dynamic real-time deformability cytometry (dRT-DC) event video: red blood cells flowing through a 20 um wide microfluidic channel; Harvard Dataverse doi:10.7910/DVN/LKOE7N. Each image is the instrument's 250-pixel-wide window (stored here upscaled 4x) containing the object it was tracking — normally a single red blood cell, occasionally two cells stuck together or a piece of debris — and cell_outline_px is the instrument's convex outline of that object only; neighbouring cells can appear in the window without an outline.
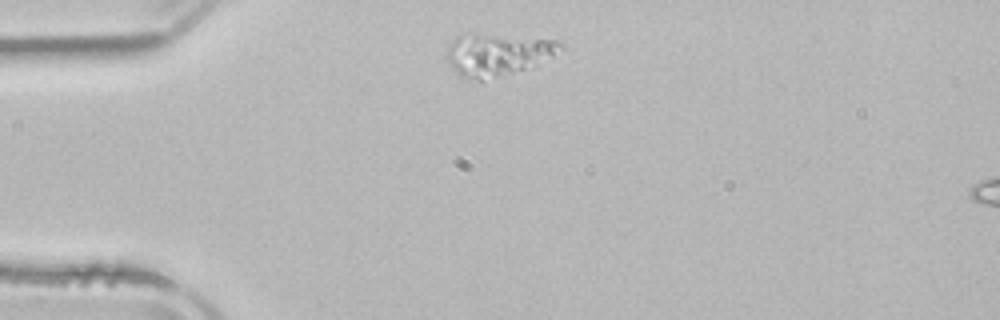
{"species": "common noctule bat (a hibernating species)", "species_latin": "Nyctalus noctula", "temperature_condition": "room temperature", "stored_images_in_passage": 3, "camera_frame_rate_fps": 3000, "um_per_image_px": 0.085, "animal": {"sex": "male", "body_mass_g": 21.5, "forearm_length_mm": 52.0}, "frame": {"image": 1, "passage_image": 1, "time_ms": 0.0, "image_size_px": [1000, 320], "cell_outline_px": [[564, 48], [552, 56], [536, 64], [512, 72], [480, 80], [476, 80], [460, 76], [448, 64], [444, 56], [448, 44], [456, 36], [472, 32], [476, 32], [560, 40], [564, 44]], "centroid_in_image_um": [42.24, 4.57], "position_along_channel_um": 42.8, "area_um2": 28.26}}
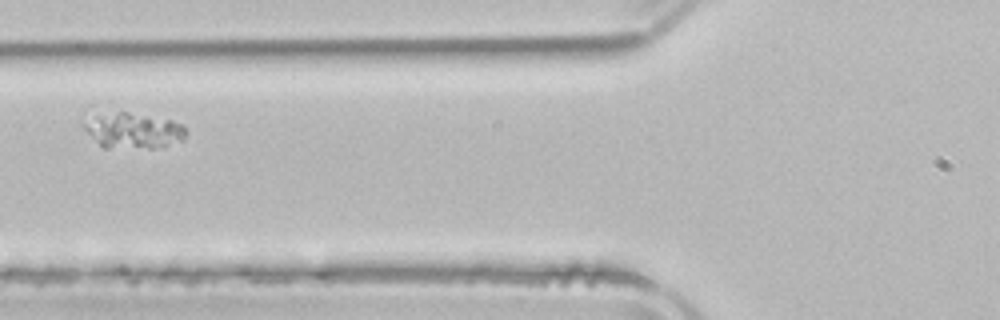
{"frame": {"image": 2, "passage_image": 3, "time_ms": 2.667, "image_size_px": [1000, 320], "cell_outline_px": [[188, 132], [184, 140], [152, 148], [104, 148], [80, 124], [96, 116], [116, 112], [128, 112], [172, 120], [184, 124]], "centroid_in_image_um": [11.4, 11.11], "position_along_channel_um": 114.4, "area_um2": 20.92}}